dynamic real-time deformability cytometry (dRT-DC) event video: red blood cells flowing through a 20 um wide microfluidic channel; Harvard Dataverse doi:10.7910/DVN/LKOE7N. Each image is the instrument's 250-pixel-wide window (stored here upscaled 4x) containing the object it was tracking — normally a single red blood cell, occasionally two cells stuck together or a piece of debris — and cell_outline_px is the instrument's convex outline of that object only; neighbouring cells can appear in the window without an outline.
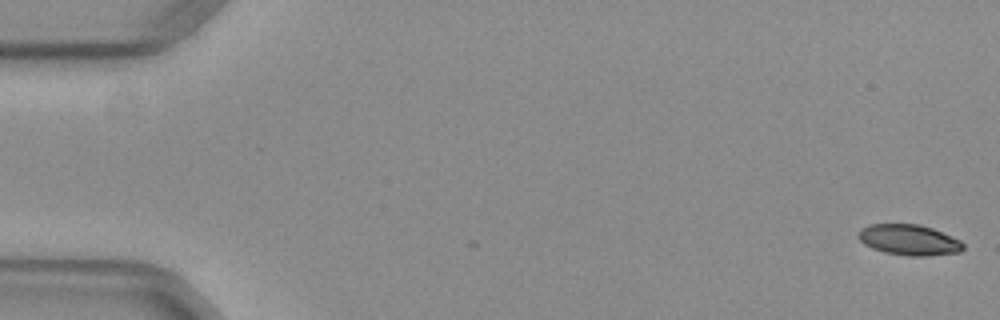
{"species": "common noctule bat (a hibernating species)", "species_latin": "Nyctalus noctula", "temperature_condition": "warm", "stored_images_in_passage": 42, "camera_frame_rate_fps": 3000, "um_per_image_px": 0.085, "animal": {"sex": "female", "body_mass_g": 29.2, "forearm_length_mm": 56.3}, "frame": {"image": 1, "passage_image": 1, "time_ms": 0.0, "image_size_px": [1000, 320], "cell_outline_px": [[964, 248], [960, 252], [924, 256], [908, 256], [884, 252], [872, 248], [864, 244], [856, 236], [860, 228], [868, 224], [920, 224], [932, 228], [960, 240], [964, 244]], "centroid_in_image_um": [77.23, 20.38], "position_along_channel_um": 7.8, "area_um2": 18.84}}
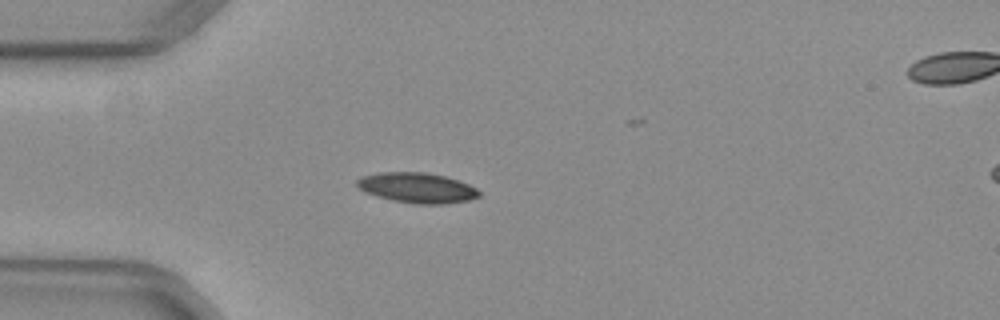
{"frame": {"image": 2, "passage_image": 15, "time_ms": 4.667, "image_size_px": [1000, 320], "cell_outline_px": [[480, 196], [468, 200], [444, 204], [416, 204], [392, 200], [364, 192], [356, 184], [356, 180], [364, 176], [380, 172], [424, 172], [444, 176], [468, 184], [476, 188], [480, 192]], "centroid_in_image_um": [35.45, 15.96], "position_along_channel_um": 49.5, "area_um2": 21.33}}
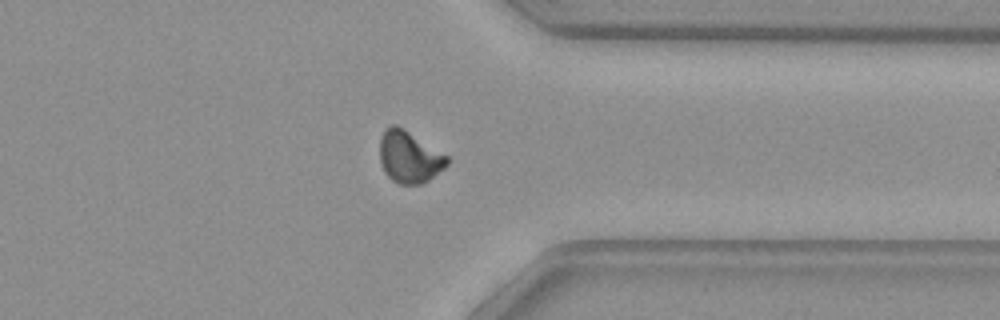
{"frame": {"image": 3, "passage_image": 41, "time_ms": 13.333, "image_size_px": [1000, 320], "cell_outline_px": [[448, 164], [444, 168], [428, 180], [420, 184], [400, 184], [392, 180], [384, 172], [380, 164], [380, 136], [384, 128], [388, 124], [396, 124], [404, 128], [448, 156]], "centroid_in_image_um": [34.75, 13.31], "position_along_channel_um": 376.7, "area_um2": 20.52}}